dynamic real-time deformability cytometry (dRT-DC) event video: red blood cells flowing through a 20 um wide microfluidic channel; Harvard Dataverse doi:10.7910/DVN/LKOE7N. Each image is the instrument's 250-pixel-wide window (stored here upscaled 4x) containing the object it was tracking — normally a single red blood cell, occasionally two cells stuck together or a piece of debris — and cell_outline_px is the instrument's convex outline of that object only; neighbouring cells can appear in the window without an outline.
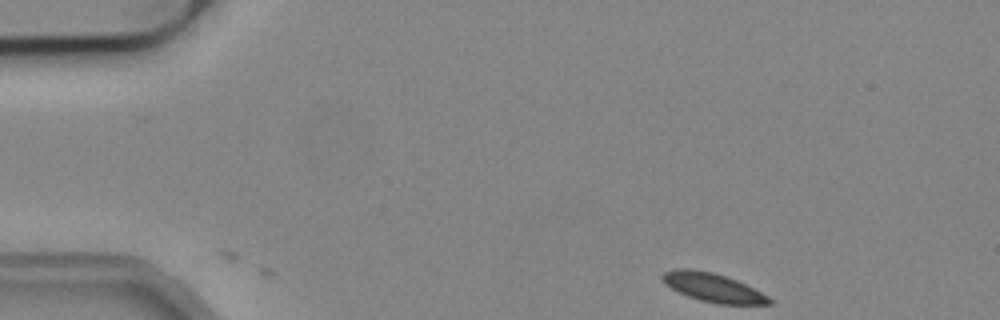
{"species": "common noctule bat (a hibernating species)", "species_latin": "Nyctalus noctula", "temperature_condition": "cold", "stored_images_in_passage": 27, "camera_frame_rate_fps": 3000, "um_per_image_px": 0.085, "animal": {"sex": "male", "body_mass_g": 19.2, "forearm_length_mm": 51.8}, "frame": {"image": 1, "passage_image": 1, "time_ms": 0.0, "image_size_px": [1000, 320], "cell_outline_px": [[772, 304], [716, 304], [700, 300], [688, 296], [664, 284], [660, 276], [664, 272], [676, 268], [692, 268], [712, 272], [736, 280], [768, 296], [772, 300]], "centroid_in_image_um": [60.56, 24.43], "position_along_channel_um": 24.4, "area_um2": 17.74}}
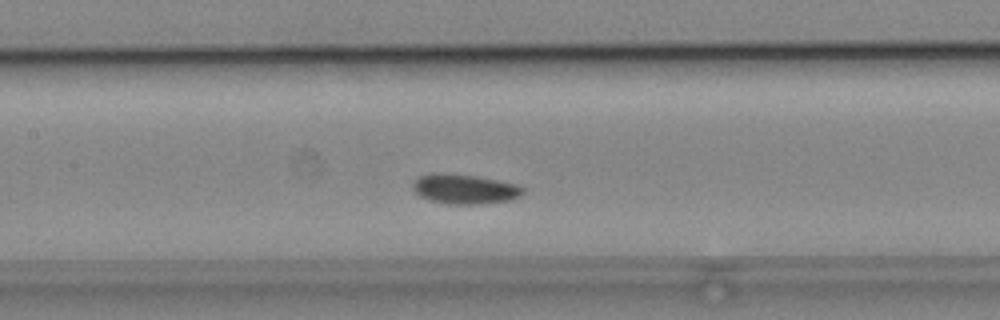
{"frame": {"image": 2, "passage_image": 19, "time_ms": 6.0, "image_size_px": [1000, 320], "cell_outline_px": [[524, 192], [520, 196], [512, 200], [480, 204], [448, 204], [428, 200], [420, 196], [412, 188], [412, 184], [420, 176], [432, 172], [444, 172], [476, 176], [516, 184], [524, 188]], "centroid_in_image_um": [39.48, 16.06], "position_along_channel_um": 167.9, "area_um2": 19.25}}
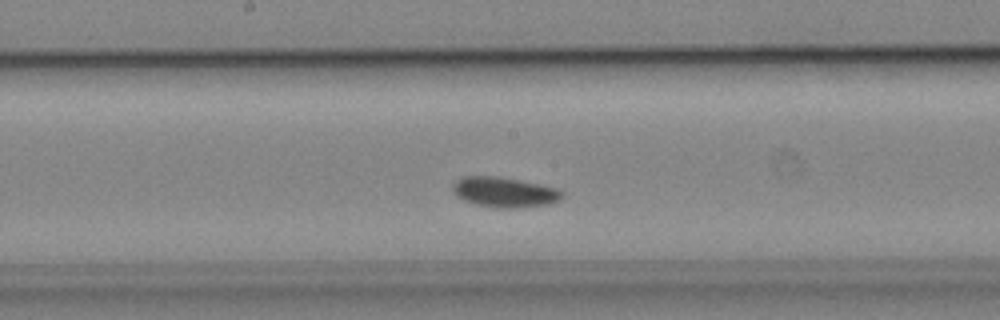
{"frame": {"image": 3, "passage_image": 22, "time_ms": 7.0, "image_size_px": [1000, 320], "cell_outline_px": [[564, 196], [560, 200], [548, 204], [520, 208], [496, 208], [476, 204], [464, 200], [456, 196], [452, 192], [452, 184], [456, 180], [464, 176], [500, 176], [520, 180], [556, 188], [564, 192]], "centroid_in_image_um": [42.86, 16.33], "position_along_channel_um": 205.3, "area_um2": 19.42}}